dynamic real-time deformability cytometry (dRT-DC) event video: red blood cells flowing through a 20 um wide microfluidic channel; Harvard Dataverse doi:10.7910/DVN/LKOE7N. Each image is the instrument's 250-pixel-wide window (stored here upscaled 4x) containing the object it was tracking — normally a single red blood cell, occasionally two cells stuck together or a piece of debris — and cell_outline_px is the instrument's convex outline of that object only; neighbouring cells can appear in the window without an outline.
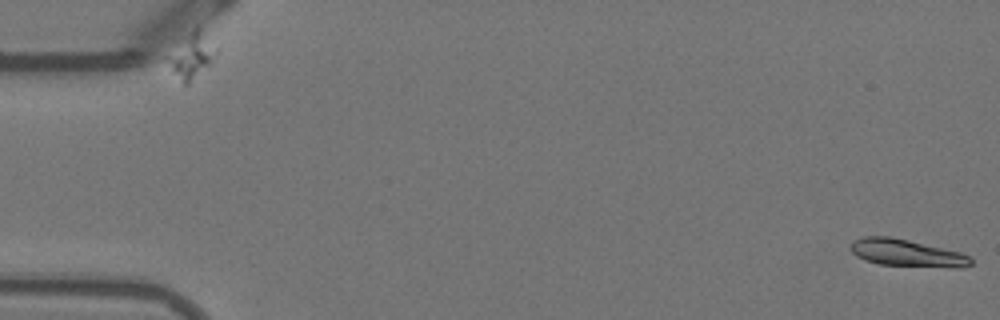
{"species": "Egyptian fruit bat (a non-hibernating species)", "species_latin": "Rousettus aegyptiacus", "temperature_condition": "warm", "stored_images_in_passage": 53, "camera_frame_rate_fps": 3000, "um_per_image_px": 0.085, "animal": {"sex": "female"}, "frame": {"image": 1, "passage_image": 1, "time_ms": 0.0, "image_size_px": [1000, 320], "cell_outline_px": [[972, 264], [964, 268], [952, 268], [880, 264], [864, 260], [856, 256], [848, 248], [852, 240], [864, 236], [888, 236], [908, 240], [960, 252], [972, 256]], "centroid_in_image_um": [77.08, 21.51], "position_along_channel_um": 7.9, "area_um2": 19.31}}
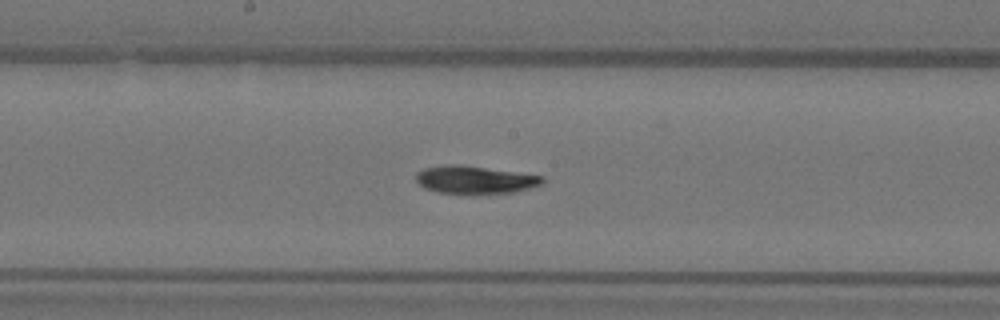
{"frame": {"image": 2, "passage_image": 28, "time_ms": 9.0, "image_size_px": [1000, 320], "cell_outline_px": [[544, 184], [512, 192], [436, 192], [424, 188], [416, 180], [416, 172], [424, 168], [448, 164], [456, 164], [544, 176]], "centroid_in_image_um": [40.34, 15.26], "position_along_channel_um": 207.9, "area_um2": 19.83}}
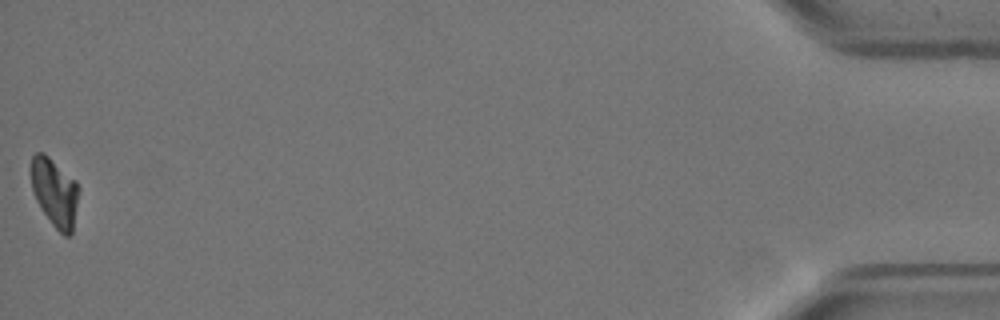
{"frame": {"image": 3, "passage_image": 53, "time_ms": 17.333, "image_size_px": [1000, 320], "cell_outline_px": [[80, 192], [72, 232], [68, 236], [64, 236], [52, 224], [40, 208], [36, 200], [32, 188], [32, 156], [36, 152], [44, 152], [76, 180], [80, 188]], "centroid_in_image_um": [4.68, 16.35], "position_along_channel_um": 430.5, "area_um2": 19.07}, "authors_computed_cell_mechanics": {"area_um2": 19.941, "velocity_mm_per_s": 3.8248, "shape_relaxation_time_tau1_ms": 9.754, "shape_relaxation_time_tau2_ms": 6.3701, "deformation_change_tau1": 0.2817, "deformation_change_tau2": 0.0993}}